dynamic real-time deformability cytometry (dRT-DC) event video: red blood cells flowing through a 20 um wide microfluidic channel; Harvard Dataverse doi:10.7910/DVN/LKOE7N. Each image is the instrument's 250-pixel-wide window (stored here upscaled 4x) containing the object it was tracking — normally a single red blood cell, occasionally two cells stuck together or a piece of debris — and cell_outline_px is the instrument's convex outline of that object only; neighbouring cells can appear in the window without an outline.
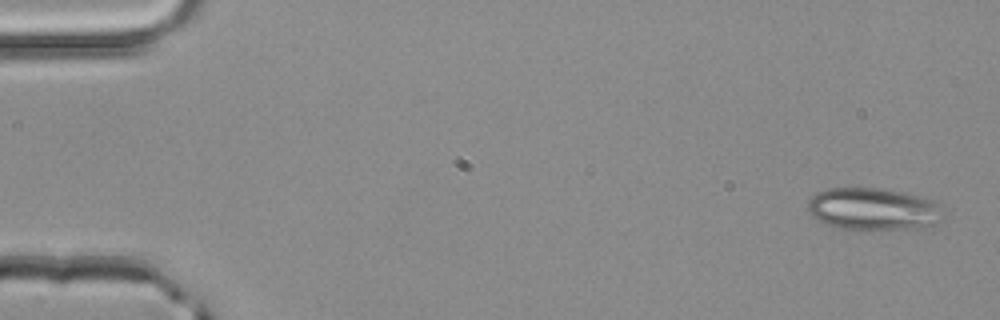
{"species": "common noctule bat (a hibernating species)", "species_latin": "Nyctalus noctula", "temperature_condition": "room temperature", "stored_images_in_passage": 3, "segment_of_instrument_passage": [2, 2], "camera_frame_rate_fps": 3000, "um_per_image_px": 0.085, "animal": {"sex": "male", "body_mass_g": 20.4}, "frame": {"image": 1, "passage_image": 3, "time_ms": 0.667, "image_size_px": [1000, 320], "cell_outline_px": [[944, 208], [940, 220], [936, 224], [916, 228], [864, 232], [840, 228], [816, 220], [808, 212], [808, 200], [816, 192], [828, 188], [880, 188], [904, 192], [920, 196], [932, 200], [940, 204]], "centroid_in_image_um": [74.22, 17.79], "position_along_channel_um": 10.8, "area_um2": 34.28}}